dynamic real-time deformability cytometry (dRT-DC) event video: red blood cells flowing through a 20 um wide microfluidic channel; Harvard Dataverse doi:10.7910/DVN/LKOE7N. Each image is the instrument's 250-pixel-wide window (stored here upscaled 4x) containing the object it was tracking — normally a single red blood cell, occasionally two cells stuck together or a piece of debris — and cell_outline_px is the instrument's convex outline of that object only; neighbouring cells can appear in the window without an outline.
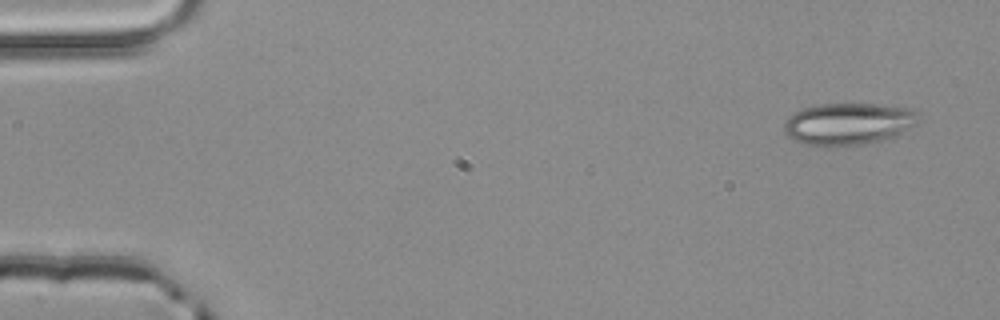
{"species": "common noctule bat (a hibernating species)", "species_latin": "Nyctalus noctula", "temperature_condition": "room temperature", "stored_images_in_passage": 3, "camera_frame_rate_fps": 3000, "um_per_image_px": 0.085, "animal": {"sex": "male", "body_mass_g": 20.4}, "frame": {"image": 1, "passage_image": 1, "time_ms": 0.0, "image_size_px": [1000, 320], "cell_outline_px": [[924, 120], [884, 140], [864, 144], [824, 148], [804, 144], [788, 136], [784, 132], [784, 120], [788, 116], [800, 108], [820, 104], [876, 104], [912, 108]], "centroid_in_image_um": [72.09, 10.53], "position_along_channel_um": 12.9, "area_um2": 33.47}}